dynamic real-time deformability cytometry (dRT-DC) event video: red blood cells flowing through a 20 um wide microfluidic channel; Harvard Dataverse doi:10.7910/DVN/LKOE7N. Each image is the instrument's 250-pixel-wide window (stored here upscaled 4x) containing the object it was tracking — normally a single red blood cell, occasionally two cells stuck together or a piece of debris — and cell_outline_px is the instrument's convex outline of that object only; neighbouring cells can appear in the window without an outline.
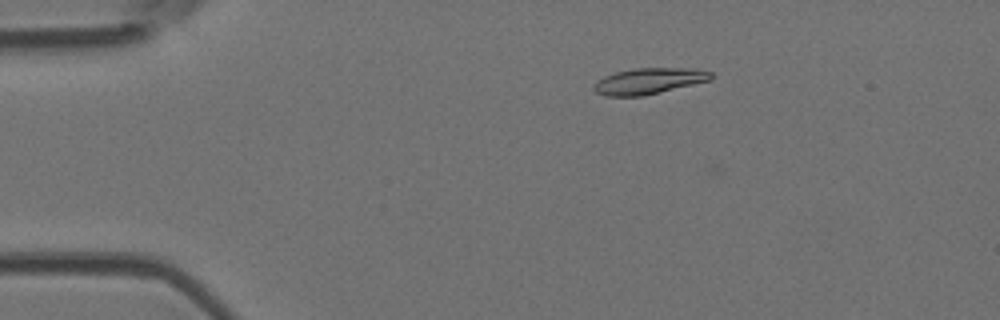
{"species": "Egyptian fruit bat (a non-hibernating species)", "species_latin": "Rousettus aegyptiacus", "temperature_condition": "room temperature", "stored_images_in_passage": 12, "camera_frame_rate_fps": 3000, "um_per_image_px": 0.085, "animal": {"sex": "female"}, "frame": {"image": 1, "passage_image": 5, "time_ms": 1.333, "image_size_px": [1000, 320], "cell_outline_px": [[712, 80], [644, 96], [604, 96], [596, 92], [592, 88], [596, 80], [604, 76], [616, 72], [636, 68], [696, 68], [712, 72]], "centroid_in_image_um": [55.16, 6.89], "position_along_channel_um": 29.8, "area_um2": 17.98}}